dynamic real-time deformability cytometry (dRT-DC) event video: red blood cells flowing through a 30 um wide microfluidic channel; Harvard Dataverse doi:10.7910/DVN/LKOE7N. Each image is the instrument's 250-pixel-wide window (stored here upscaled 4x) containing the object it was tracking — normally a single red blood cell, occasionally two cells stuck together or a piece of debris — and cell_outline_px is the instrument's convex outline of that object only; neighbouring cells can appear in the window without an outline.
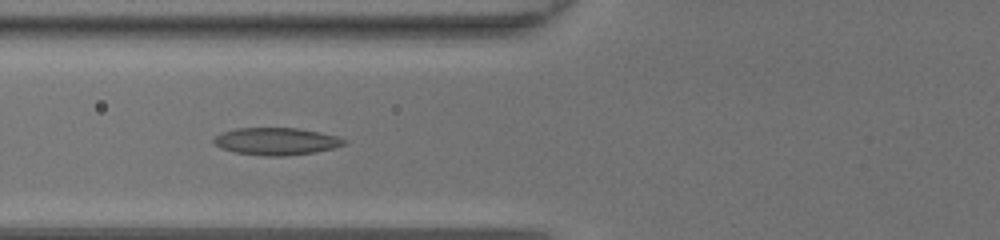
{"species": "common noctule bat (a hibernating species)", "species_latin": "Nyctalus noctula", "temperature_condition": "room temperature", "stored_images_in_passage": 49, "segment_of_instrument_passage": [1, 2], "camera_frame_rate_fps": 3000, "um_per_image_px": 0.085, "animal": {"sex": "female", "body_mass_g": 20.0, "forearm_length_mm": 54.0}, "frame": {"image": 1, "passage_image": 20, "time_ms": 6.333, "image_size_px": [1000, 240], "cell_outline_px": [[348, 144], [316, 152], [284, 156], [264, 156], [236, 152], [220, 148], [212, 140], [220, 132], [236, 128], [296, 128], [320, 132], [336, 136], [348, 140]], "centroid_in_image_um": [23.5, 12.01], "position_along_channel_um": 102.3, "area_um2": 20.81}}
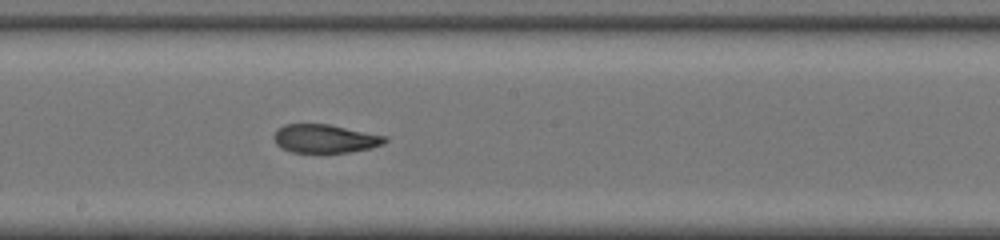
{"frame": {"image": 2, "passage_image": 28, "time_ms": 9.0, "image_size_px": [1000, 240], "cell_outline_px": [[388, 140], [384, 144], [372, 148], [348, 152], [292, 152], [280, 148], [276, 144], [272, 136], [276, 128], [284, 124], [328, 124], [388, 136]], "centroid_in_image_um": [27.61, 11.78], "position_along_channel_um": 220.6, "area_um2": 18.67}}
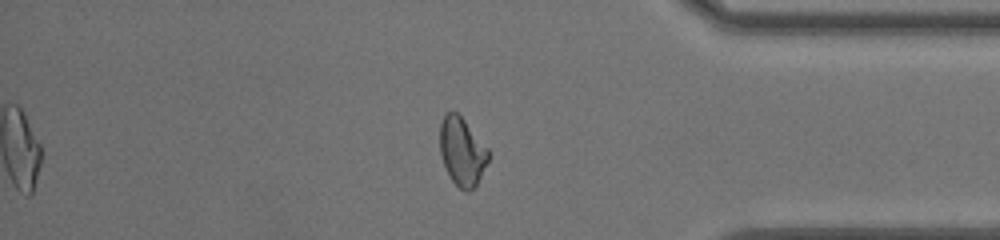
{"frame": {"image": 3, "passage_image": 41, "time_ms": 13.333, "image_size_px": [1000, 240], "cell_outline_px": [[488, 160], [476, 184], [468, 192], [464, 192], [452, 180], [444, 164], [440, 152], [440, 124], [444, 112], [456, 112], [464, 120], [488, 148]], "centroid_in_image_um": [39.25, 12.86], "position_along_channel_um": 395.9, "area_um2": 18.9}}